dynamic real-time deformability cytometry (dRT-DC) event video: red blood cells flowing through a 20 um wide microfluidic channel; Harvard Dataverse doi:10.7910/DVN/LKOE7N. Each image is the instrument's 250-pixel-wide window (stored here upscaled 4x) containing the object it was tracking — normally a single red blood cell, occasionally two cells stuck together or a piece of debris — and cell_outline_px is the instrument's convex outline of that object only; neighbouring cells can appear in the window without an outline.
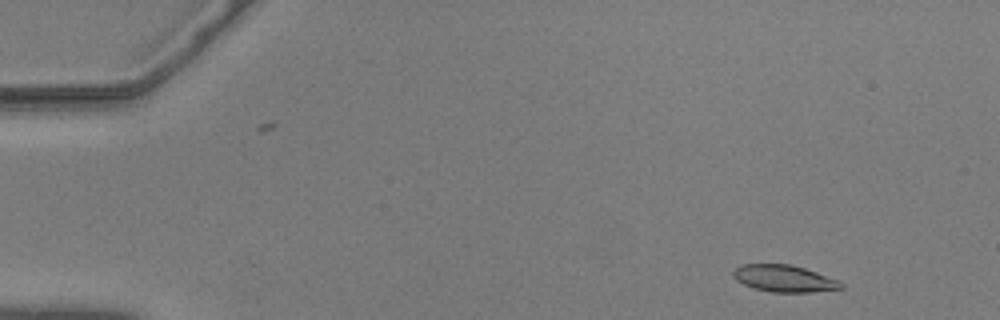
{"species": "common noctule bat (a hibernating species)", "species_latin": "Nyctalus noctula", "temperature_condition": "warm", "stored_images_in_passage": 7, "camera_frame_rate_fps": 3000, "um_per_image_px": 0.085, "animal": {"sex": "male", "body_mass_g": 20.5, "forearm_length_mm": 52.5}, "frame": {"image": 1, "passage_image": 1, "time_ms": 0.0, "image_size_px": [1000, 320], "cell_outline_px": [[844, 288], [812, 292], [772, 292], [752, 288], [736, 280], [732, 276], [732, 272], [740, 264], [788, 264], [804, 268], [840, 280], [844, 284]], "centroid_in_image_um": [66.66, 23.67], "position_along_channel_um": 18.3, "area_um2": 16.99}}